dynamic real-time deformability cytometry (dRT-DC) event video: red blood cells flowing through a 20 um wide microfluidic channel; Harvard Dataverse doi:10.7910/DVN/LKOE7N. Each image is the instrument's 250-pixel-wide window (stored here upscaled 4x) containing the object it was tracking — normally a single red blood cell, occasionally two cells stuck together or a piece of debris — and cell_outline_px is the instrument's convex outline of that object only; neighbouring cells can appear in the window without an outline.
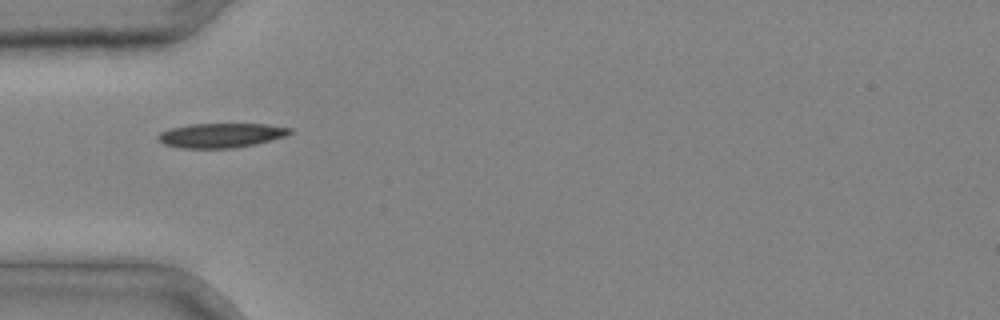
{"species": "common noctule bat (a hibernating species)", "species_latin": "Nyctalus noctula", "temperature_condition": "cold", "stored_images_in_passage": 1, "camera_frame_rate_fps": 3000, "um_per_image_px": 0.085, "animal": {"sex": "male", "body_mass_g": 20.4}, "frame": {"image": 1, "passage_image": 1, "time_ms": 0.0, "image_size_px": [1000, 320], "cell_outline_px": [[292, 132], [284, 136], [256, 144], [236, 148], [180, 148], [164, 144], [156, 140], [156, 136], [160, 132], [168, 128], [192, 124], [264, 124], [292, 128]], "centroid_in_image_um": [18.73, 11.51], "position_along_channel_um": 66.3, "area_um2": 18.9}}